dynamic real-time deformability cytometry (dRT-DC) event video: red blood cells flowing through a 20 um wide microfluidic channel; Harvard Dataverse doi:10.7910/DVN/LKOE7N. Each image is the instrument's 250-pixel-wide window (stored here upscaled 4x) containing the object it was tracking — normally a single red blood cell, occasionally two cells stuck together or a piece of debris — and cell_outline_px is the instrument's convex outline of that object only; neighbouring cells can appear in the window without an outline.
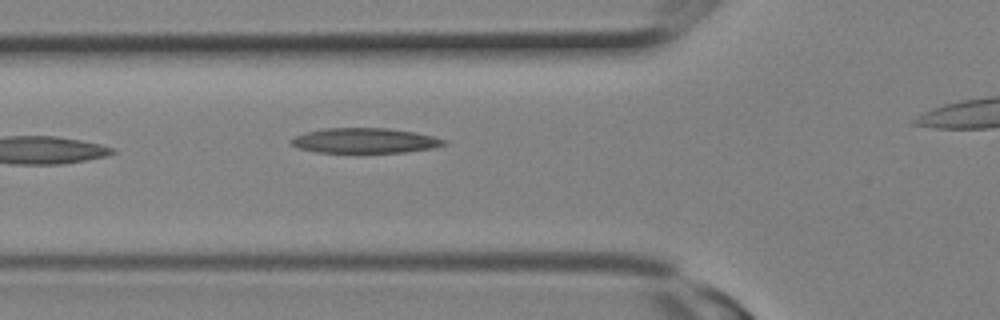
{"species": "Egyptian fruit bat (a non-hibernating species)", "species_latin": "Rousettus aegyptiacus", "temperature_condition": "room temperature", "stored_images_in_passage": 6, "camera_frame_rate_fps": 3000, "um_per_image_px": 0.085, "animal": {"sex": "female"}, "frame": {"image": 1, "passage_image": 6, "time_ms": 1.667, "image_size_px": [1000, 320], "cell_outline_px": [[448, 144], [432, 148], [404, 152], [316, 152], [300, 148], [292, 144], [288, 140], [304, 132], [324, 128], [388, 128], [412, 132], [432, 136], [448, 140]], "centroid_in_image_um": [31.01, 11.94], "position_along_channel_um": 94.8, "area_um2": 22.2}}